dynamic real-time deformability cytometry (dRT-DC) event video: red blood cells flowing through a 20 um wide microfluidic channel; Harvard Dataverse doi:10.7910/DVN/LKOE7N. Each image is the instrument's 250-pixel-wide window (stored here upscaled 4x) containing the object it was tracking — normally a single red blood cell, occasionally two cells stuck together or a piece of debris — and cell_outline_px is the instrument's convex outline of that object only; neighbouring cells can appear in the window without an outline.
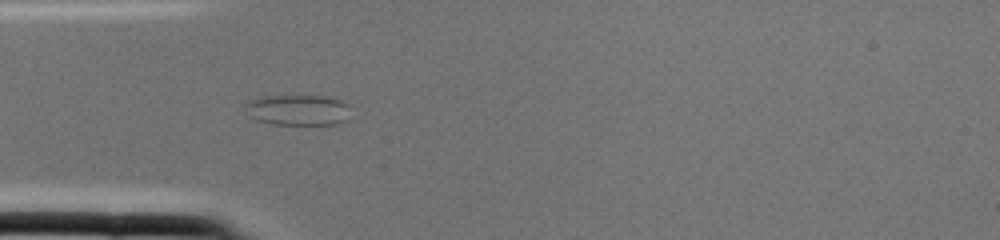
{"species": "common noctule bat (a hibernating species)", "species_latin": "Nyctalus noctula", "temperature_condition": "cold", "stored_images_in_passage": 2, "camera_frame_rate_fps": 3000, "um_per_image_px": 0.085, "animal": {"sex": "female", "body_mass_g": 22.0, "forearm_length_mm": 56.7}, "frame": {"image": 1, "passage_image": 2, "time_ms": 0.333, "image_size_px": [1000, 240], "cell_outline_px": [[348, 120], [336, 124], [272, 124], [256, 120], [252, 116], [244, 104], [248, 100], [260, 96], [324, 96], [344, 100], [348, 104]], "centroid_in_image_um": [25.35, 9.34], "position_along_channel_um": 59.7, "area_um2": 18.84}}